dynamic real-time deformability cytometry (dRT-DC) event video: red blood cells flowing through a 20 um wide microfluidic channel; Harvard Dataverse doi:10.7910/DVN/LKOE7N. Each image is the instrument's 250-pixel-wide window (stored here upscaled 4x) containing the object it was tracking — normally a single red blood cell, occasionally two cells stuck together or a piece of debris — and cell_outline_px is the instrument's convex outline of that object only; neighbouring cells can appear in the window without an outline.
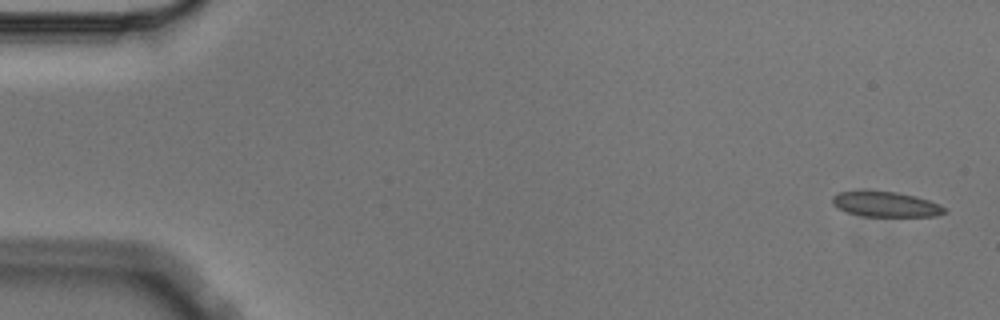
{"species": "Egyptian fruit bat (a non-hibernating species)", "species_latin": "Rousettus aegyptiacus", "temperature_condition": "cold", "stored_images_in_passage": 5, "camera_frame_rate_fps": 3000, "um_per_image_px": 0.085, "animal": {"sex": "male"}, "frame": {"image": 1, "passage_image": 1, "time_ms": 0.0, "image_size_px": [1000, 320], "cell_outline_px": [[948, 212], [936, 216], [860, 216], [848, 212], [832, 204], [832, 196], [840, 192], [860, 188], [868, 188], [896, 192], [916, 196], [940, 204]], "centroid_in_image_um": [75.24, 17.32], "position_along_channel_um": 9.8, "area_um2": 17.05}}